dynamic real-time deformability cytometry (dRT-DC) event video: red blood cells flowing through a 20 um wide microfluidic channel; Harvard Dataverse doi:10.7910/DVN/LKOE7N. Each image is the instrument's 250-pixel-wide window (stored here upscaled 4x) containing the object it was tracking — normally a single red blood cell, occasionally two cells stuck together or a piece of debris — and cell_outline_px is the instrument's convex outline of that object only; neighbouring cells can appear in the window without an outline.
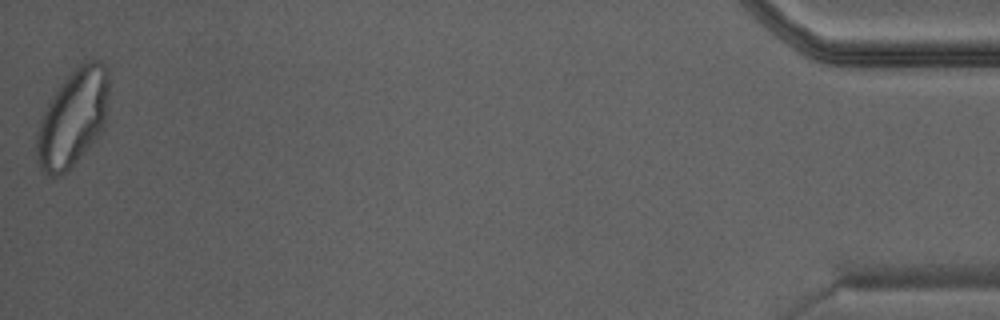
{"species": "Egyptian fruit bat (a non-hibernating species)", "species_latin": "Rousettus aegyptiacus", "temperature_condition": "warm", "stored_images_in_passage": 22, "camera_frame_rate_fps": 3000, "um_per_image_px": 0.085, "animal": {"sex": "male"}, "frame": {"image": 1, "passage_image": 22, "time_ms": 7.0, "image_size_px": [1000, 320], "cell_outline_px": [[108, 120], [104, 128], [72, 168], [68, 172], [60, 176], [48, 176], [40, 172], [36, 160], [36, 132], [40, 120], [48, 104], [60, 84], [80, 64], [88, 60], [100, 60], [108, 68]], "centroid_in_image_um": [6.2, 10.09], "position_along_channel_um": 429.0, "area_um2": 41.44}}